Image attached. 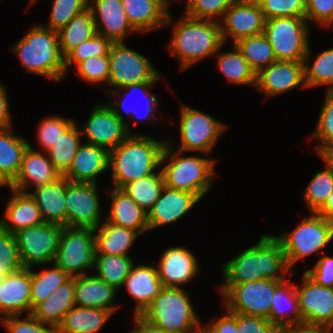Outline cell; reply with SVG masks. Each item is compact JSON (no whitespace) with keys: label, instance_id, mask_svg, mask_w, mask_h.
<instances>
[{"label":"cell","instance_id":"cell-1","mask_svg":"<svg viewBox=\"0 0 333 333\" xmlns=\"http://www.w3.org/2000/svg\"><path fill=\"white\" fill-rule=\"evenodd\" d=\"M221 270L222 284H242L263 278L286 282V274L292 271L279 240L269 234H263L255 245L221 265Z\"/></svg>","mask_w":333,"mask_h":333},{"label":"cell","instance_id":"cell-2","mask_svg":"<svg viewBox=\"0 0 333 333\" xmlns=\"http://www.w3.org/2000/svg\"><path fill=\"white\" fill-rule=\"evenodd\" d=\"M166 140H155L143 134H130L117 147L109 151L112 187L122 189L130 182L154 174Z\"/></svg>","mask_w":333,"mask_h":333},{"label":"cell","instance_id":"cell-3","mask_svg":"<svg viewBox=\"0 0 333 333\" xmlns=\"http://www.w3.org/2000/svg\"><path fill=\"white\" fill-rule=\"evenodd\" d=\"M173 34L168 45L170 53L180 62V69L185 70L196 62L220 52L224 45L220 22L196 19L187 15L173 26Z\"/></svg>","mask_w":333,"mask_h":333},{"label":"cell","instance_id":"cell-4","mask_svg":"<svg viewBox=\"0 0 333 333\" xmlns=\"http://www.w3.org/2000/svg\"><path fill=\"white\" fill-rule=\"evenodd\" d=\"M12 50L28 72L43 75L56 82L66 75L58 32L45 28L43 24L30 27L26 35L13 45Z\"/></svg>","mask_w":333,"mask_h":333},{"label":"cell","instance_id":"cell-5","mask_svg":"<svg viewBox=\"0 0 333 333\" xmlns=\"http://www.w3.org/2000/svg\"><path fill=\"white\" fill-rule=\"evenodd\" d=\"M173 144L170 140L166 142L160 161L163 164L170 160L161 168L165 186L196 194L202 199L213 186L215 160L204 156L182 157L185 152L176 150Z\"/></svg>","mask_w":333,"mask_h":333},{"label":"cell","instance_id":"cell-6","mask_svg":"<svg viewBox=\"0 0 333 333\" xmlns=\"http://www.w3.org/2000/svg\"><path fill=\"white\" fill-rule=\"evenodd\" d=\"M140 316L171 333H202L200 318L183 287H163Z\"/></svg>","mask_w":333,"mask_h":333},{"label":"cell","instance_id":"cell-7","mask_svg":"<svg viewBox=\"0 0 333 333\" xmlns=\"http://www.w3.org/2000/svg\"><path fill=\"white\" fill-rule=\"evenodd\" d=\"M311 215L305 217L291 233L284 232L276 237L292 269L291 274L297 272L293 268L297 261L315 252H323L333 240V222L315 212Z\"/></svg>","mask_w":333,"mask_h":333},{"label":"cell","instance_id":"cell-8","mask_svg":"<svg viewBox=\"0 0 333 333\" xmlns=\"http://www.w3.org/2000/svg\"><path fill=\"white\" fill-rule=\"evenodd\" d=\"M281 283L263 278L242 284H221L219 291L229 312L268 319L275 289Z\"/></svg>","mask_w":333,"mask_h":333},{"label":"cell","instance_id":"cell-9","mask_svg":"<svg viewBox=\"0 0 333 333\" xmlns=\"http://www.w3.org/2000/svg\"><path fill=\"white\" fill-rule=\"evenodd\" d=\"M305 17H277L265 20L264 32L277 60L304 61L309 47Z\"/></svg>","mask_w":333,"mask_h":333},{"label":"cell","instance_id":"cell-10","mask_svg":"<svg viewBox=\"0 0 333 333\" xmlns=\"http://www.w3.org/2000/svg\"><path fill=\"white\" fill-rule=\"evenodd\" d=\"M94 260V229L64 226L54 263L70 277H77L94 268Z\"/></svg>","mask_w":333,"mask_h":333},{"label":"cell","instance_id":"cell-11","mask_svg":"<svg viewBox=\"0 0 333 333\" xmlns=\"http://www.w3.org/2000/svg\"><path fill=\"white\" fill-rule=\"evenodd\" d=\"M226 127L213 116L181 103L180 146L177 145V150L208 156Z\"/></svg>","mask_w":333,"mask_h":333},{"label":"cell","instance_id":"cell-12","mask_svg":"<svg viewBox=\"0 0 333 333\" xmlns=\"http://www.w3.org/2000/svg\"><path fill=\"white\" fill-rule=\"evenodd\" d=\"M63 227L44 222L14 233L20 261L24 268L54 263Z\"/></svg>","mask_w":333,"mask_h":333},{"label":"cell","instance_id":"cell-13","mask_svg":"<svg viewBox=\"0 0 333 333\" xmlns=\"http://www.w3.org/2000/svg\"><path fill=\"white\" fill-rule=\"evenodd\" d=\"M109 81L116 89L143 82H158L161 76L151 61L124 42L113 43L109 51Z\"/></svg>","mask_w":333,"mask_h":333},{"label":"cell","instance_id":"cell-14","mask_svg":"<svg viewBox=\"0 0 333 333\" xmlns=\"http://www.w3.org/2000/svg\"><path fill=\"white\" fill-rule=\"evenodd\" d=\"M302 280L295 285L302 327L333 330V288L318 285L305 272Z\"/></svg>","mask_w":333,"mask_h":333},{"label":"cell","instance_id":"cell-15","mask_svg":"<svg viewBox=\"0 0 333 333\" xmlns=\"http://www.w3.org/2000/svg\"><path fill=\"white\" fill-rule=\"evenodd\" d=\"M97 183H76L68 180L65 194L66 227L97 228L101 210Z\"/></svg>","mask_w":333,"mask_h":333},{"label":"cell","instance_id":"cell-16","mask_svg":"<svg viewBox=\"0 0 333 333\" xmlns=\"http://www.w3.org/2000/svg\"><path fill=\"white\" fill-rule=\"evenodd\" d=\"M87 119L80 129L81 134L86 137L87 142L84 143L101 146L110 151L130 135L126 124L107 104L97 103Z\"/></svg>","mask_w":333,"mask_h":333},{"label":"cell","instance_id":"cell-17","mask_svg":"<svg viewBox=\"0 0 333 333\" xmlns=\"http://www.w3.org/2000/svg\"><path fill=\"white\" fill-rule=\"evenodd\" d=\"M219 22L223 42L230 36L234 44L239 39L262 34L265 18L256 0H238Z\"/></svg>","mask_w":333,"mask_h":333},{"label":"cell","instance_id":"cell-18","mask_svg":"<svg viewBox=\"0 0 333 333\" xmlns=\"http://www.w3.org/2000/svg\"><path fill=\"white\" fill-rule=\"evenodd\" d=\"M301 85L306 88L303 61L276 60L256 74V88L267 99Z\"/></svg>","mask_w":333,"mask_h":333},{"label":"cell","instance_id":"cell-19","mask_svg":"<svg viewBox=\"0 0 333 333\" xmlns=\"http://www.w3.org/2000/svg\"><path fill=\"white\" fill-rule=\"evenodd\" d=\"M89 0L96 33L113 43L124 42L128 33L138 32L131 24L121 0ZM128 32V33H127Z\"/></svg>","mask_w":333,"mask_h":333},{"label":"cell","instance_id":"cell-20","mask_svg":"<svg viewBox=\"0 0 333 333\" xmlns=\"http://www.w3.org/2000/svg\"><path fill=\"white\" fill-rule=\"evenodd\" d=\"M198 260L190 250L177 246L166 249L157 266L158 276L163 287L182 288L196 277Z\"/></svg>","mask_w":333,"mask_h":333},{"label":"cell","instance_id":"cell-21","mask_svg":"<svg viewBox=\"0 0 333 333\" xmlns=\"http://www.w3.org/2000/svg\"><path fill=\"white\" fill-rule=\"evenodd\" d=\"M200 200L196 194L164 186L160 197L148 211L149 231L183 218Z\"/></svg>","mask_w":333,"mask_h":333},{"label":"cell","instance_id":"cell-22","mask_svg":"<svg viewBox=\"0 0 333 333\" xmlns=\"http://www.w3.org/2000/svg\"><path fill=\"white\" fill-rule=\"evenodd\" d=\"M24 311L31 314V270L23 267L4 276L0 284V314L3 318Z\"/></svg>","mask_w":333,"mask_h":333},{"label":"cell","instance_id":"cell-23","mask_svg":"<svg viewBox=\"0 0 333 333\" xmlns=\"http://www.w3.org/2000/svg\"><path fill=\"white\" fill-rule=\"evenodd\" d=\"M60 176L61 174L54 168L46 151L45 154L36 151L29 143L23 155L20 171L10 184V188L28 193L30 185L34 188L46 185L54 182Z\"/></svg>","mask_w":333,"mask_h":333},{"label":"cell","instance_id":"cell-24","mask_svg":"<svg viewBox=\"0 0 333 333\" xmlns=\"http://www.w3.org/2000/svg\"><path fill=\"white\" fill-rule=\"evenodd\" d=\"M107 168L109 151L101 146L82 143L63 176L71 182L96 184L97 177Z\"/></svg>","mask_w":333,"mask_h":333},{"label":"cell","instance_id":"cell-25","mask_svg":"<svg viewBox=\"0 0 333 333\" xmlns=\"http://www.w3.org/2000/svg\"><path fill=\"white\" fill-rule=\"evenodd\" d=\"M155 264L156 262H152L149 266L145 264L135 266L133 264L128 277L125 279V288L137 303L134 316L141 315L163 288Z\"/></svg>","mask_w":333,"mask_h":333},{"label":"cell","instance_id":"cell-26","mask_svg":"<svg viewBox=\"0 0 333 333\" xmlns=\"http://www.w3.org/2000/svg\"><path fill=\"white\" fill-rule=\"evenodd\" d=\"M75 306L99 308L116 311L115 303L117 291L113 286L96 275H81L74 277Z\"/></svg>","mask_w":333,"mask_h":333},{"label":"cell","instance_id":"cell-27","mask_svg":"<svg viewBox=\"0 0 333 333\" xmlns=\"http://www.w3.org/2000/svg\"><path fill=\"white\" fill-rule=\"evenodd\" d=\"M68 179L61 175L54 182L33 188L28 192L37 203L45 223L66 227L65 194Z\"/></svg>","mask_w":333,"mask_h":333},{"label":"cell","instance_id":"cell-28","mask_svg":"<svg viewBox=\"0 0 333 333\" xmlns=\"http://www.w3.org/2000/svg\"><path fill=\"white\" fill-rule=\"evenodd\" d=\"M12 197L0 217V228L15 233L20 229L44 223L41 212L34 199L26 192L11 189Z\"/></svg>","mask_w":333,"mask_h":333},{"label":"cell","instance_id":"cell-29","mask_svg":"<svg viewBox=\"0 0 333 333\" xmlns=\"http://www.w3.org/2000/svg\"><path fill=\"white\" fill-rule=\"evenodd\" d=\"M130 24L138 32L166 27L172 15L160 0H121Z\"/></svg>","mask_w":333,"mask_h":333},{"label":"cell","instance_id":"cell-30","mask_svg":"<svg viewBox=\"0 0 333 333\" xmlns=\"http://www.w3.org/2000/svg\"><path fill=\"white\" fill-rule=\"evenodd\" d=\"M110 212L107 221L137 231L140 235L149 231L148 213L137 205L123 189H110Z\"/></svg>","mask_w":333,"mask_h":333},{"label":"cell","instance_id":"cell-31","mask_svg":"<svg viewBox=\"0 0 333 333\" xmlns=\"http://www.w3.org/2000/svg\"><path fill=\"white\" fill-rule=\"evenodd\" d=\"M74 306V277H71L43 302L37 304L31 314L41 323L58 328L66 313Z\"/></svg>","mask_w":333,"mask_h":333},{"label":"cell","instance_id":"cell-32","mask_svg":"<svg viewBox=\"0 0 333 333\" xmlns=\"http://www.w3.org/2000/svg\"><path fill=\"white\" fill-rule=\"evenodd\" d=\"M268 320L281 329L302 327L294 282L287 280L275 289Z\"/></svg>","mask_w":333,"mask_h":333},{"label":"cell","instance_id":"cell-33","mask_svg":"<svg viewBox=\"0 0 333 333\" xmlns=\"http://www.w3.org/2000/svg\"><path fill=\"white\" fill-rule=\"evenodd\" d=\"M140 234L107 220L94 229L95 254L130 256L128 250Z\"/></svg>","mask_w":333,"mask_h":333},{"label":"cell","instance_id":"cell-34","mask_svg":"<svg viewBox=\"0 0 333 333\" xmlns=\"http://www.w3.org/2000/svg\"><path fill=\"white\" fill-rule=\"evenodd\" d=\"M13 127L0 128V175L11 184L17 177L29 141L12 134Z\"/></svg>","mask_w":333,"mask_h":333},{"label":"cell","instance_id":"cell-35","mask_svg":"<svg viewBox=\"0 0 333 333\" xmlns=\"http://www.w3.org/2000/svg\"><path fill=\"white\" fill-rule=\"evenodd\" d=\"M112 311L91 307L74 306L58 326V333H98L108 319L113 315Z\"/></svg>","mask_w":333,"mask_h":333},{"label":"cell","instance_id":"cell-36","mask_svg":"<svg viewBox=\"0 0 333 333\" xmlns=\"http://www.w3.org/2000/svg\"><path fill=\"white\" fill-rule=\"evenodd\" d=\"M58 32L61 55L65 57L71 50L96 34L95 22L89 8L74 16Z\"/></svg>","mask_w":333,"mask_h":333},{"label":"cell","instance_id":"cell-37","mask_svg":"<svg viewBox=\"0 0 333 333\" xmlns=\"http://www.w3.org/2000/svg\"><path fill=\"white\" fill-rule=\"evenodd\" d=\"M157 82H143V83H137V84H131V85H127L125 87L116 89V90H110L111 96H116L118 94V92H123L125 94H123L124 98L122 97L121 100L116 99L111 102H109L108 106L113 110V112L120 118L121 121H123L126 124V128L129 134H136V133H131L130 131V126L129 124L126 122V118L125 116L122 114V110L123 112L126 113V115L130 118V119H134V115L138 114L135 109L133 108L132 110L129 109V111L126 109L125 107V102H126V98L128 97L129 94H131L130 92L133 91H138L140 90V93L143 94L142 97H144V99H146V110L145 113H143L142 116H138L139 119H144V120H152V123H154L155 121V114L158 113L156 111L157 110V106L158 103V99L156 98L155 94H150V87H152L154 84H156ZM152 118V119H151Z\"/></svg>","mask_w":333,"mask_h":333},{"label":"cell","instance_id":"cell-38","mask_svg":"<svg viewBox=\"0 0 333 333\" xmlns=\"http://www.w3.org/2000/svg\"><path fill=\"white\" fill-rule=\"evenodd\" d=\"M81 132L76 122L58 140L46 150L54 168L63 175L81 146Z\"/></svg>","mask_w":333,"mask_h":333},{"label":"cell","instance_id":"cell-39","mask_svg":"<svg viewBox=\"0 0 333 333\" xmlns=\"http://www.w3.org/2000/svg\"><path fill=\"white\" fill-rule=\"evenodd\" d=\"M134 261L131 256L95 254L94 270L97 277L116 290L124 286Z\"/></svg>","mask_w":333,"mask_h":333},{"label":"cell","instance_id":"cell-40","mask_svg":"<svg viewBox=\"0 0 333 333\" xmlns=\"http://www.w3.org/2000/svg\"><path fill=\"white\" fill-rule=\"evenodd\" d=\"M234 51L226 53H216L217 67L228 81L236 85H255L256 73L251 69L247 60L240 50L233 44Z\"/></svg>","mask_w":333,"mask_h":333},{"label":"cell","instance_id":"cell-41","mask_svg":"<svg viewBox=\"0 0 333 333\" xmlns=\"http://www.w3.org/2000/svg\"><path fill=\"white\" fill-rule=\"evenodd\" d=\"M234 44L256 74L277 60L270 42L263 33L239 39Z\"/></svg>","mask_w":333,"mask_h":333},{"label":"cell","instance_id":"cell-42","mask_svg":"<svg viewBox=\"0 0 333 333\" xmlns=\"http://www.w3.org/2000/svg\"><path fill=\"white\" fill-rule=\"evenodd\" d=\"M310 46L304 59V81L307 88L327 85L328 91H333V48L320 52L312 64Z\"/></svg>","mask_w":333,"mask_h":333},{"label":"cell","instance_id":"cell-43","mask_svg":"<svg viewBox=\"0 0 333 333\" xmlns=\"http://www.w3.org/2000/svg\"><path fill=\"white\" fill-rule=\"evenodd\" d=\"M164 186V177L162 171L159 170L147 177L128 183L122 189L148 213L160 197Z\"/></svg>","mask_w":333,"mask_h":333},{"label":"cell","instance_id":"cell-44","mask_svg":"<svg viewBox=\"0 0 333 333\" xmlns=\"http://www.w3.org/2000/svg\"><path fill=\"white\" fill-rule=\"evenodd\" d=\"M52 269L34 272L31 270V312L39 303L43 302L71 277L55 263Z\"/></svg>","mask_w":333,"mask_h":333},{"label":"cell","instance_id":"cell-45","mask_svg":"<svg viewBox=\"0 0 333 333\" xmlns=\"http://www.w3.org/2000/svg\"><path fill=\"white\" fill-rule=\"evenodd\" d=\"M113 42L105 36L95 34L93 37L85 40L82 44L71 50L64 57L65 72L69 71L72 65H78L80 62L85 61L91 56H109Z\"/></svg>","mask_w":333,"mask_h":333},{"label":"cell","instance_id":"cell-46","mask_svg":"<svg viewBox=\"0 0 333 333\" xmlns=\"http://www.w3.org/2000/svg\"><path fill=\"white\" fill-rule=\"evenodd\" d=\"M333 190V175L325 168L315 173L306 187L303 197L309 212L317 213Z\"/></svg>","mask_w":333,"mask_h":333},{"label":"cell","instance_id":"cell-47","mask_svg":"<svg viewBox=\"0 0 333 333\" xmlns=\"http://www.w3.org/2000/svg\"><path fill=\"white\" fill-rule=\"evenodd\" d=\"M35 0L32 4L37 2ZM89 0H53L49 24L45 28L59 31L76 15L88 8Z\"/></svg>","mask_w":333,"mask_h":333},{"label":"cell","instance_id":"cell-48","mask_svg":"<svg viewBox=\"0 0 333 333\" xmlns=\"http://www.w3.org/2000/svg\"><path fill=\"white\" fill-rule=\"evenodd\" d=\"M238 0H186L185 15L219 22L224 13ZM220 18V19H219Z\"/></svg>","mask_w":333,"mask_h":333},{"label":"cell","instance_id":"cell-49","mask_svg":"<svg viewBox=\"0 0 333 333\" xmlns=\"http://www.w3.org/2000/svg\"><path fill=\"white\" fill-rule=\"evenodd\" d=\"M265 20L277 17H305L306 0H256Z\"/></svg>","mask_w":333,"mask_h":333},{"label":"cell","instance_id":"cell-50","mask_svg":"<svg viewBox=\"0 0 333 333\" xmlns=\"http://www.w3.org/2000/svg\"><path fill=\"white\" fill-rule=\"evenodd\" d=\"M325 101L318 116L317 127L312 133L320 143L315 149H323L333 146V91H326Z\"/></svg>","mask_w":333,"mask_h":333},{"label":"cell","instance_id":"cell-51","mask_svg":"<svg viewBox=\"0 0 333 333\" xmlns=\"http://www.w3.org/2000/svg\"><path fill=\"white\" fill-rule=\"evenodd\" d=\"M75 122L61 116H49L39 123L37 130L38 143L43 152L51 147Z\"/></svg>","mask_w":333,"mask_h":333},{"label":"cell","instance_id":"cell-52","mask_svg":"<svg viewBox=\"0 0 333 333\" xmlns=\"http://www.w3.org/2000/svg\"><path fill=\"white\" fill-rule=\"evenodd\" d=\"M22 268L15 235L0 228V273L6 276Z\"/></svg>","mask_w":333,"mask_h":333},{"label":"cell","instance_id":"cell-53","mask_svg":"<svg viewBox=\"0 0 333 333\" xmlns=\"http://www.w3.org/2000/svg\"><path fill=\"white\" fill-rule=\"evenodd\" d=\"M77 74L88 83L109 81V56H91L77 65Z\"/></svg>","mask_w":333,"mask_h":333},{"label":"cell","instance_id":"cell-54","mask_svg":"<svg viewBox=\"0 0 333 333\" xmlns=\"http://www.w3.org/2000/svg\"><path fill=\"white\" fill-rule=\"evenodd\" d=\"M21 315L0 318L8 333H58L57 328L41 323L32 314L20 320Z\"/></svg>","mask_w":333,"mask_h":333},{"label":"cell","instance_id":"cell-55","mask_svg":"<svg viewBox=\"0 0 333 333\" xmlns=\"http://www.w3.org/2000/svg\"><path fill=\"white\" fill-rule=\"evenodd\" d=\"M238 333H282L283 329L268 319L237 313Z\"/></svg>","mask_w":333,"mask_h":333},{"label":"cell","instance_id":"cell-56","mask_svg":"<svg viewBox=\"0 0 333 333\" xmlns=\"http://www.w3.org/2000/svg\"><path fill=\"white\" fill-rule=\"evenodd\" d=\"M305 18L327 27L333 21V0H306Z\"/></svg>","mask_w":333,"mask_h":333},{"label":"cell","instance_id":"cell-57","mask_svg":"<svg viewBox=\"0 0 333 333\" xmlns=\"http://www.w3.org/2000/svg\"><path fill=\"white\" fill-rule=\"evenodd\" d=\"M305 273L318 285L333 288V257L322 253L314 269H308Z\"/></svg>","mask_w":333,"mask_h":333},{"label":"cell","instance_id":"cell-58","mask_svg":"<svg viewBox=\"0 0 333 333\" xmlns=\"http://www.w3.org/2000/svg\"><path fill=\"white\" fill-rule=\"evenodd\" d=\"M226 315H222L217 321L202 327V333H238L237 313L226 310Z\"/></svg>","mask_w":333,"mask_h":333},{"label":"cell","instance_id":"cell-59","mask_svg":"<svg viewBox=\"0 0 333 333\" xmlns=\"http://www.w3.org/2000/svg\"><path fill=\"white\" fill-rule=\"evenodd\" d=\"M5 86L0 82V128L12 127L9 102Z\"/></svg>","mask_w":333,"mask_h":333},{"label":"cell","instance_id":"cell-60","mask_svg":"<svg viewBox=\"0 0 333 333\" xmlns=\"http://www.w3.org/2000/svg\"><path fill=\"white\" fill-rule=\"evenodd\" d=\"M134 323L136 328L130 333H171L148 323L140 315H135Z\"/></svg>","mask_w":333,"mask_h":333},{"label":"cell","instance_id":"cell-61","mask_svg":"<svg viewBox=\"0 0 333 333\" xmlns=\"http://www.w3.org/2000/svg\"><path fill=\"white\" fill-rule=\"evenodd\" d=\"M317 155L324 160L326 169L333 175V146L323 149H316Z\"/></svg>","mask_w":333,"mask_h":333},{"label":"cell","instance_id":"cell-62","mask_svg":"<svg viewBox=\"0 0 333 333\" xmlns=\"http://www.w3.org/2000/svg\"><path fill=\"white\" fill-rule=\"evenodd\" d=\"M317 213L325 219L333 222V190L330 192L324 206Z\"/></svg>","mask_w":333,"mask_h":333},{"label":"cell","instance_id":"cell-63","mask_svg":"<svg viewBox=\"0 0 333 333\" xmlns=\"http://www.w3.org/2000/svg\"><path fill=\"white\" fill-rule=\"evenodd\" d=\"M332 329L327 328H310V327H297L290 329H283L282 333H331Z\"/></svg>","mask_w":333,"mask_h":333},{"label":"cell","instance_id":"cell-64","mask_svg":"<svg viewBox=\"0 0 333 333\" xmlns=\"http://www.w3.org/2000/svg\"><path fill=\"white\" fill-rule=\"evenodd\" d=\"M7 185L10 188V184L0 175V186Z\"/></svg>","mask_w":333,"mask_h":333},{"label":"cell","instance_id":"cell-65","mask_svg":"<svg viewBox=\"0 0 333 333\" xmlns=\"http://www.w3.org/2000/svg\"><path fill=\"white\" fill-rule=\"evenodd\" d=\"M175 1V0H174ZM172 2V0H166V7L169 9V4Z\"/></svg>","mask_w":333,"mask_h":333},{"label":"cell","instance_id":"cell-66","mask_svg":"<svg viewBox=\"0 0 333 333\" xmlns=\"http://www.w3.org/2000/svg\"><path fill=\"white\" fill-rule=\"evenodd\" d=\"M3 278H4V275L0 273V284L2 283Z\"/></svg>","mask_w":333,"mask_h":333},{"label":"cell","instance_id":"cell-67","mask_svg":"<svg viewBox=\"0 0 333 333\" xmlns=\"http://www.w3.org/2000/svg\"><path fill=\"white\" fill-rule=\"evenodd\" d=\"M166 6V0H160Z\"/></svg>","mask_w":333,"mask_h":333},{"label":"cell","instance_id":"cell-68","mask_svg":"<svg viewBox=\"0 0 333 333\" xmlns=\"http://www.w3.org/2000/svg\"><path fill=\"white\" fill-rule=\"evenodd\" d=\"M330 26L333 28V21L327 27H330Z\"/></svg>","mask_w":333,"mask_h":333}]
</instances>
